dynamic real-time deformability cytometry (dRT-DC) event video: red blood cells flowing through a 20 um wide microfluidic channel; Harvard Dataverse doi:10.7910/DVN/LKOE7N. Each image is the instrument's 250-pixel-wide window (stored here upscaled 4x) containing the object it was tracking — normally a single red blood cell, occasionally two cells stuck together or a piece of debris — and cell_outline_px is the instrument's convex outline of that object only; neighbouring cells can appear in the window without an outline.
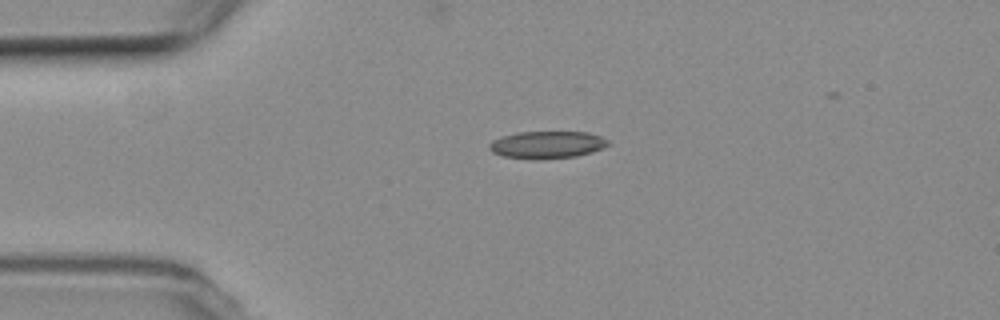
{"species": "common noctule bat (a hibernating species)", "species_latin": "Nyctalus noctula", "temperature_condition": "room temperature", "stored_images_in_passage": 34, "camera_frame_rate_fps": 3000, "um_per_image_px": 0.085, "animal": {"sex": "female", "body_mass_g": 19.3, "forearm_length_mm": 54.1}, "frame": {"image": 1, "passage_image": 1, "time_ms": 0.0, "image_size_px": [1000, 320], "cell_outline_px": [[612, 144], [592, 152], [576, 156], [504, 156], [492, 152], [488, 148], [488, 144], [492, 140], [500, 136], [516, 132], [588, 132], [600, 136], [608, 140]], "centroid_in_image_um": [46.52, 12.24], "position_along_channel_um": 38.5, "area_um2": 18.09}}
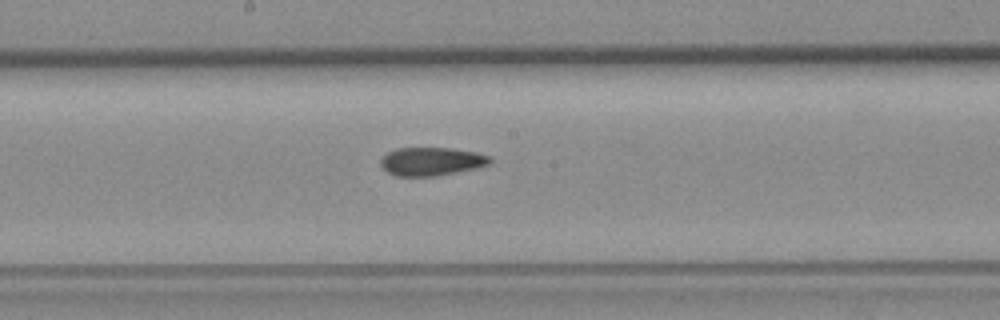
{"frame": {"image": 2, "passage_image": 17, "time_ms": 5.333, "image_size_px": [1000, 320], "cell_outline_px": [[492, 160], [488, 164], [476, 168], [436, 176], [396, 176], [388, 172], [380, 164], [380, 160], [388, 152], [396, 148], [452, 148], [476, 152], [492, 156]], "centroid_in_image_um": [36.69, 13.71], "position_along_channel_um": 211.5, "area_um2": 18.03}}
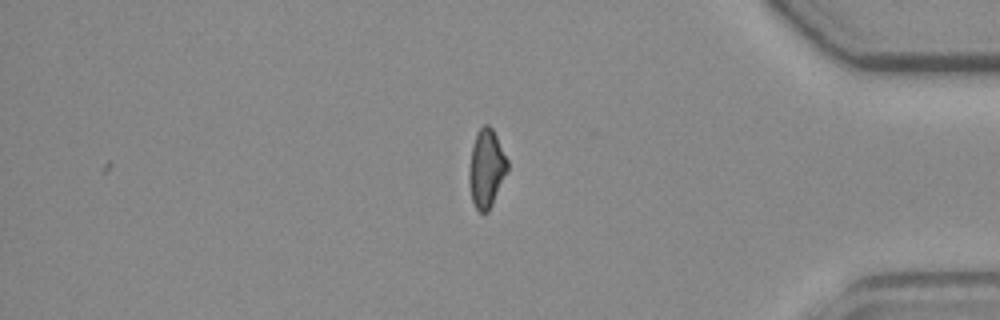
{"frame": {"image": 3, "passage_image": 34, "time_ms": 11.0, "image_size_px": [1000, 320], "cell_outline_px": [[508, 172], [488, 212], [480, 212], [476, 208], [472, 200], [468, 184], [468, 172], [472, 144], [476, 132], [484, 124], [488, 124], [492, 128], [508, 160]], "centroid_in_image_um": [41.33, 14.31], "position_along_channel_um": 393.9, "area_um2": 17.69}, "authors_computed_cell_mechanics": {"area_um2": 18.5538, "velocity_mm_per_s": 3.7656, "shape_relaxation_time_tau1_ms": null, "shape_relaxation_time_tau2_ms": 5.1277, "deformation_change_tau1": null, "deformation_change_tau2": 0.1375}}